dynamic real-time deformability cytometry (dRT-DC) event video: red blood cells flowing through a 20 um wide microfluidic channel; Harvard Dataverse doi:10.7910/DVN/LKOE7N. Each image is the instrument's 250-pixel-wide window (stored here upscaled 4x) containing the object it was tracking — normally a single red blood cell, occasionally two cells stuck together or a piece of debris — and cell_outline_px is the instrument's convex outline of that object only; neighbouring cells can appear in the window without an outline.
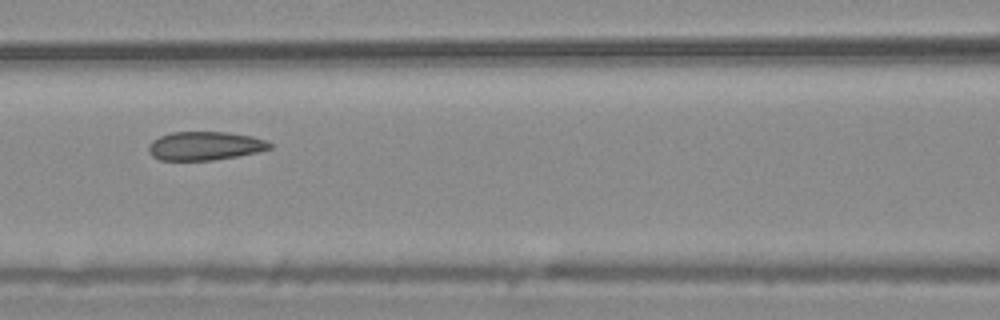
{"species": "common noctule bat (a hibernating species)", "species_latin": "Nyctalus noctula", "temperature_condition": "warm", "stored_images_in_passage": 9, "camera_frame_rate_fps": 3000, "um_per_image_px": 0.085, "animal": {"sex": "male", "body_mass_g": 20.4}, "frame": {"image": 1, "passage_image": 6, "time_ms": 1.667, "image_size_px": [1000, 320], "cell_outline_px": [[272, 148], [256, 152], [236, 156], [212, 160], [160, 160], [152, 156], [148, 152], [148, 144], [152, 140], [160, 136], [172, 132], [228, 132], [252, 136], [268, 140], [272, 144]], "centroid_in_image_um": [17.41, 12.39], "position_along_channel_um": 149.2, "area_um2": 20.29}}
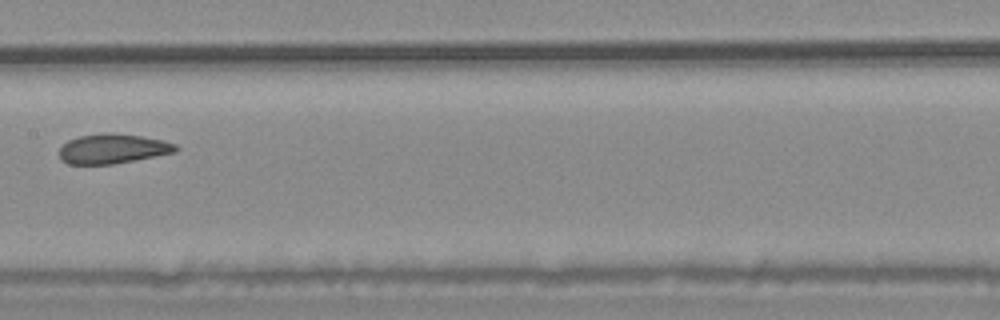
{"frame": {"image": 2, "passage_image": 7, "time_ms": 2.0, "image_size_px": [1000, 320], "cell_outline_px": [[180, 148], [176, 152], [112, 164], [68, 164], [60, 160], [60, 148], [68, 140], [80, 136], [104, 132], [112, 132], [140, 136], [164, 140], [176, 144]], "centroid_in_image_um": [9.59, 12.63], "position_along_channel_um": 197.8, "area_um2": 20.17}}
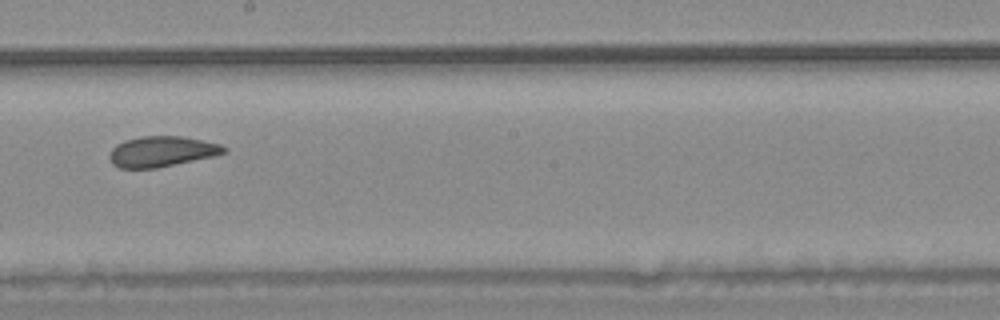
{"frame": {"image": 3, "passage_image": 8, "time_ms": 2.333, "image_size_px": [1000, 320], "cell_outline_px": [[228, 152], [212, 156], [156, 168], [120, 168], [112, 164], [108, 156], [112, 148], [116, 144], [124, 140], [140, 136], [180, 136], [220, 144], [228, 148]], "centroid_in_image_um": [13.71, 12.87], "position_along_channel_um": 234.5, "area_um2": 20.29}}